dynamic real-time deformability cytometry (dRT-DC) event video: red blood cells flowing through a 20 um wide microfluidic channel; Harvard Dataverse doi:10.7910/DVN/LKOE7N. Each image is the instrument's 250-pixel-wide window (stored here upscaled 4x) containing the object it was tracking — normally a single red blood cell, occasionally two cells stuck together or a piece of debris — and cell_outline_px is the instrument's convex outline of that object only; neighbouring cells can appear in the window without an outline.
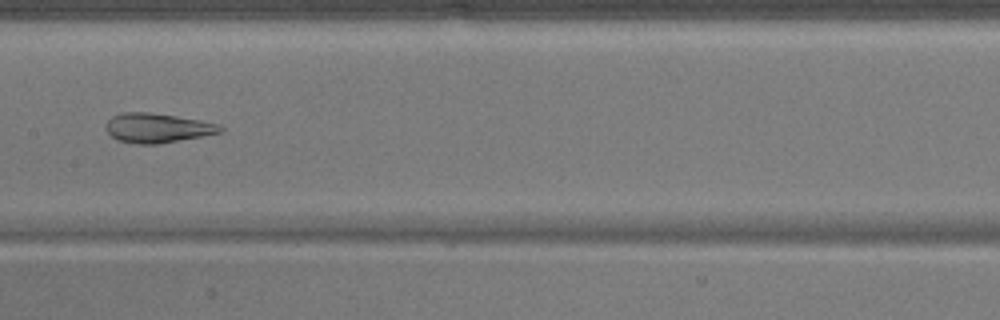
{"species": "common noctule bat (a hibernating species)", "species_latin": "Nyctalus noctula", "temperature_condition": "warm", "stored_images_in_passage": 35, "camera_frame_rate_fps": 3000, "um_per_image_px": 0.085, "animal": {"sex": "male", "body_mass_g": 17.9}, "frame": {"image": 1, "passage_image": 11, "time_ms": 3.333, "image_size_px": [1000, 320], "cell_outline_px": [[224, 132], [156, 144], [136, 144], [116, 140], [104, 128], [104, 124], [112, 116], [120, 112], [148, 112], [176, 116], [200, 120], [216, 124], [224, 128]], "centroid_in_image_um": [13.32, 10.87], "position_along_channel_um": 194.1, "area_um2": 19.65}}
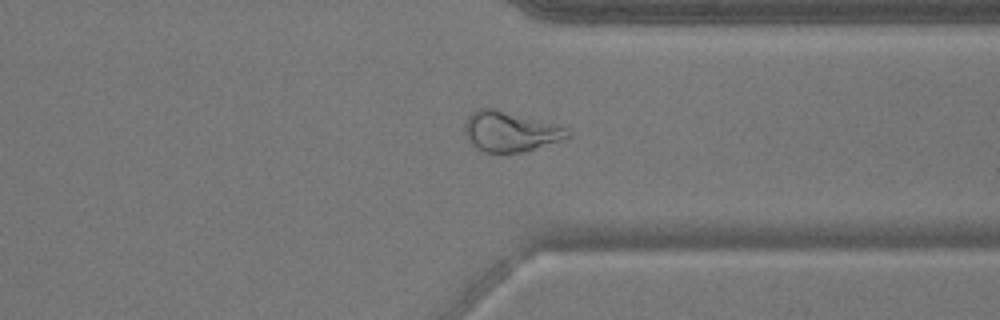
{"frame": {"image": 2, "passage_image": 24, "time_ms": 7.667, "image_size_px": [1000, 320], "cell_outline_px": [[572, 136], [568, 140], [520, 152], [484, 152], [476, 148], [468, 140], [464, 132], [464, 124], [468, 116], [476, 108], [492, 108], [564, 128], [572, 132]], "centroid_in_image_um": [43.35, 11.2], "position_along_channel_um": 368.1, "area_um2": 23.76}}
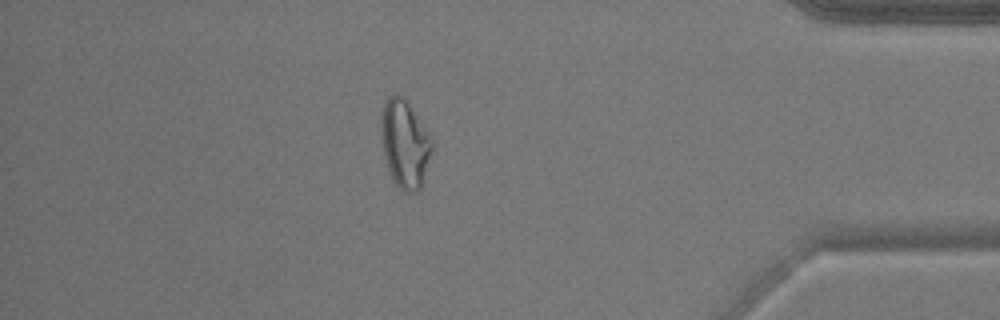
{"frame": {"image": 3, "passage_image": 29, "time_ms": 9.333, "image_size_px": [1000, 320], "cell_outline_px": [[432, 148], [420, 188], [416, 192], [408, 196], [396, 184], [388, 168], [384, 156], [380, 120], [384, 104], [388, 96], [392, 92], [396, 92], [404, 96], [408, 100], [432, 136]], "centroid_in_image_um": [34.41, 12.16], "position_along_channel_um": 400.8, "area_um2": 26.36}}